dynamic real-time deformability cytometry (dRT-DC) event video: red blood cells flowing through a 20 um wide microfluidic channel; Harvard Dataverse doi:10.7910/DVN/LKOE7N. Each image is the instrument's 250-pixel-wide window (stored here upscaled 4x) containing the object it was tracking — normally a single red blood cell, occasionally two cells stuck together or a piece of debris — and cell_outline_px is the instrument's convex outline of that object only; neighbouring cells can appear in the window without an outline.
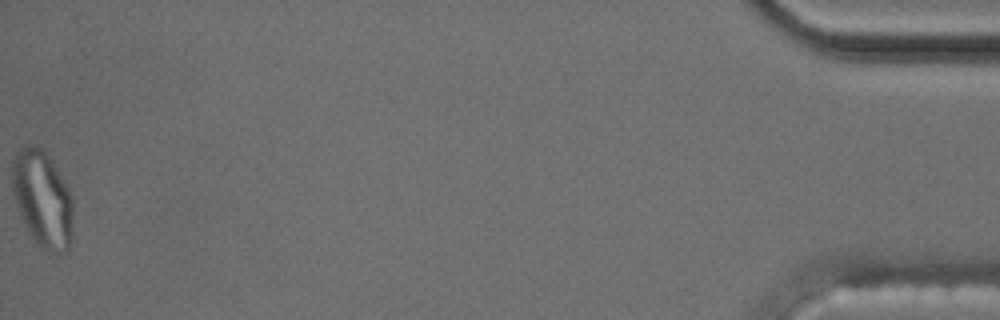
{"species": "common noctule bat (a hibernating species)", "species_latin": "Nyctalus noctula", "temperature_condition": "cold", "stored_images_in_passage": 57, "camera_frame_rate_fps": 3000, "um_per_image_px": 0.085, "animal": {"sex": "male", "body_mass_g": 17.5, "forearm_length_mm": 52.3}, "frame": {"image": 1, "passage_image": 57, "time_ms": 18.667, "image_size_px": [1000, 320], "cell_outline_px": [[72, 232], [68, 252], [48, 252], [40, 248], [36, 244], [24, 228], [12, 192], [12, 156], [24, 144], [36, 144], [44, 148], [68, 184], [72, 196]], "centroid_in_image_um": [3.6, 16.88], "position_along_channel_um": 431.6, "area_um2": 35.43}, "authors_computed_cell_mechanics": {"area_um2": 17.6868, "velocity_mm_per_s": 3.5871, "shape_relaxation_time_tau1_ms": null, "shape_relaxation_time_tau2_ms": 2.5346, "deformation_change_tau1": null, "deformation_change_tau2": 0.0865}}